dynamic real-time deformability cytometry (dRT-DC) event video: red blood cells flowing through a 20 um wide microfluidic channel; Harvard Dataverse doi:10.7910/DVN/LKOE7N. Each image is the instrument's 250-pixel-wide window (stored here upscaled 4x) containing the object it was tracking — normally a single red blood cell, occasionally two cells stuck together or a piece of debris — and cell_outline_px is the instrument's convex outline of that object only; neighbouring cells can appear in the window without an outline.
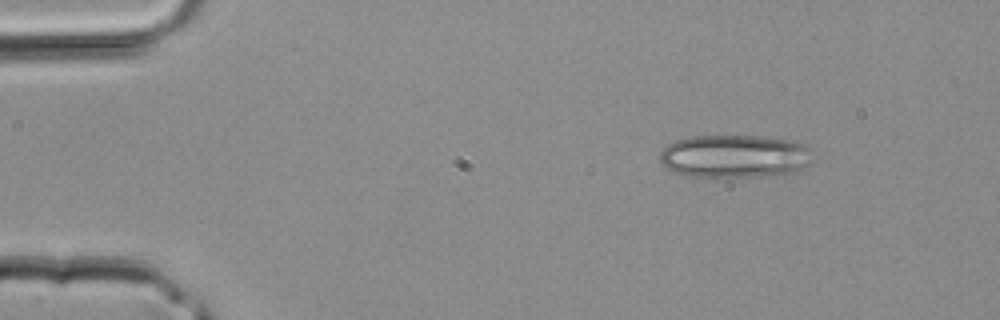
{"species": "common noctule bat (a hibernating species)", "species_latin": "Nyctalus noctula", "temperature_condition": "room temperature", "stored_images_in_passage": 36, "camera_frame_rate_fps": 3000, "um_per_image_px": 0.085, "animal": {"sex": "male", "body_mass_g": 20.4}, "frame": {"image": 1, "passage_image": 1, "time_ms": 0.0, "image_size_px": [1000, 320], "cell_outline_px": [[812, 148], [808, 164], [792, 172], [756, 176], [688, 176], [676, 172], [668, 168], [660, 160], [660, 152], [668, 144], [676, 140], [692, 136], [756, 136], [796, 140]], "centroid_in_image_um": [62.45, 13.25], "position_along_channel_um": 22.6, "area_um2": 37.92}}
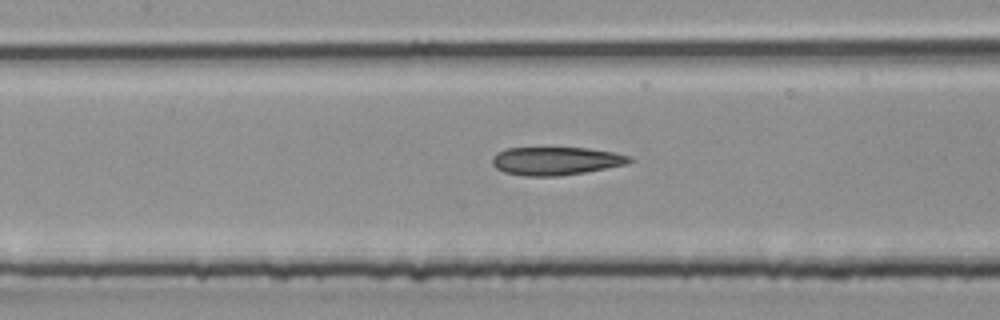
{"frame": {"image": 2, "passage_image": 14, "time_ms": 4.333, "image_size_px": [1000, 320], "cell_outline_px": [[636, 160], [628, 164], [584, 172], [556, 176], [524, 176], [504, 172], [496, 168], [492, 164], [492, 156], [496, 152], [504, 148], [588, 148], [616, 152], [632, 156]], "centroid_in_image_um": [47.28, 13.67], "position_along_channel_um": 160.1, "area_um2": 22.77}}
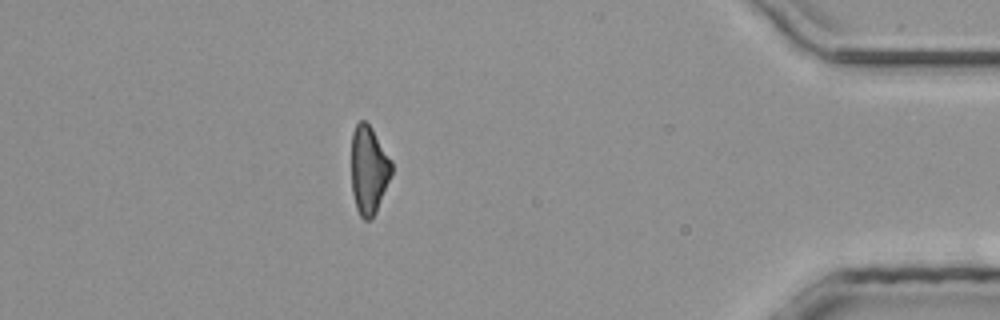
{"frame": {"image": 3, "passage_image": 31, "time_ms": 10.0, "image_size_px": [1000, 320], "cell_outline_px": [[392, 172], [376, 212], [372, 220], [364, 220], [360, 216], [356, 208], [352, 192], [352, 132], [356, 124], [360, 120], [364, 120], [372, 128], [392, 160]], "centroid_in_image_um": [31.34, 14.45], "position_along_channel_um": 403.9, "area_um2": 20.69}}